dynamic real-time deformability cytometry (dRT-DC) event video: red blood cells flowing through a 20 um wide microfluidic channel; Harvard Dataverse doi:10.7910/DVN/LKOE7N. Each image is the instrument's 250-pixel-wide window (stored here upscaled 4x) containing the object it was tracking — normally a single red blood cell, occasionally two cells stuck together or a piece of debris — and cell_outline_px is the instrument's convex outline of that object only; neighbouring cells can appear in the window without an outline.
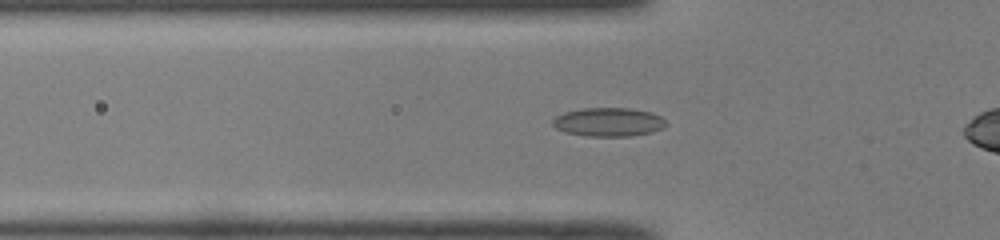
{"species": "common noctule bat (a hibernating species)", "species_latin": "Nyctalus noctula", "temperature_condition": "room temperature", "stored_images_in_passage": 28, "camera_frame_rate_fps": 3000, "um_per_image_px": 0.085, "animal": {"sex": "male", "body_mass_g": 19.0, "forearm_length_mm": 50.8}, "frame": {"image": 1, "passage_image": 2, "time_ms": 0.333, "image_size_px": [1000, 240], "cell_outline_px": [[668, 124], [652, 132], [632, 136], [588, 136], [564, 132], [556, 128], [552, 124], [552, 120], [556, 116], [564, 112], [584, 108], [628, 108], [652, 112], [660, 116]], "centroid_in_image_um": [51.71, 10.37], "position_along_channel_um": 74.1, "area_um2": 18.96}}
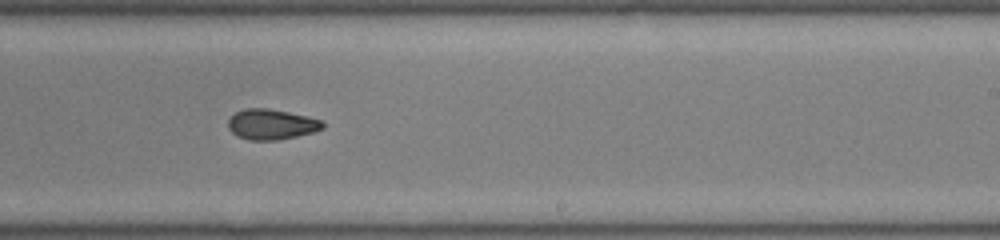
{"frame": {"image": 2, "passage_image": 16, "time_ms": 5.0, "image_size_px": [1000, 240], "cell_outline_px": [[324, 128], [312, 132], [296, 136], [276, 140], [248, 140], [236, 136], [228, 128], [228, 120], [236, 112], [244, 108], [268, 108], [288, 112], [320, 120], [324, 124]], "centroid_in_image_um": [23.02, 10.57], "position_along_channel_um": 266.0, "area_um2": 16.59}}
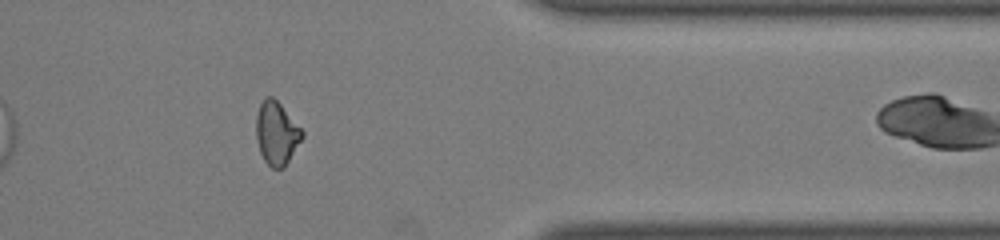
{"frame": {"image": 3, "passage_image": 26, "time_ms": 8.333, "image_size_px": [1000, 240], "cell_outline_px": [[304, 136], [284, 168], [272, 168], [264, 160], [260, 152], [256, 140], [256, 116], [260, 104], [264, 96], [272, 96], [280, 104], [304, 132]], "centroid_in_image_um": [23.5, 11.32], "position_along_channel_um": 387.9, "area_um2": 16.88}}